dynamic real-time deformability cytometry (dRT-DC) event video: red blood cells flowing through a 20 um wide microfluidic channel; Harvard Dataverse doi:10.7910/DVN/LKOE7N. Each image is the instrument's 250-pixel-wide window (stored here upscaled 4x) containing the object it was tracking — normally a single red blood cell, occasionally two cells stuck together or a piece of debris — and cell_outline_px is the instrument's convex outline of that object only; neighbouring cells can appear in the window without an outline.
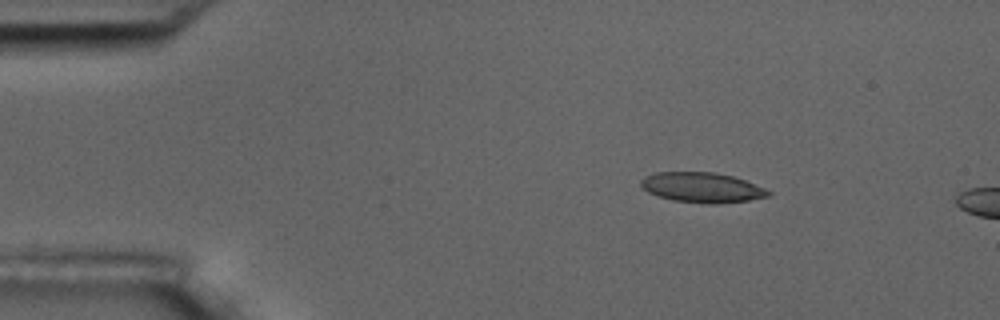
{"species": "common noctule bat (a hibernating species)", "species_latin": "Nyctalus noctula", "temperature_condition": "room temperature", "stored_images_in_passage": 3, "camera_frame_rate_fps": 3000, "um_per_image_px": 0.085, "animal": {"sex": "male", "body_mass_g": 17.5, "forearm_length_mm": 52.3}, "frame": {"image": 1, "passage_image": 2, "time_ms": 1.0, "image_size_px": [1000, 320], "cell_outline_px": [[772, 196], [748, 200], [716, 204], [712, 204], [672, 200], [648, 192], [640, 184], [640, 180], [644, 176], [656, 172], [716, 172], [732, 176], [744, 180], [764, 188], [772, 192]], "centroid_in_image_um": [59.68, 15.93], "position_along_channel_um": 25.3, "area_um2": 22.25}}